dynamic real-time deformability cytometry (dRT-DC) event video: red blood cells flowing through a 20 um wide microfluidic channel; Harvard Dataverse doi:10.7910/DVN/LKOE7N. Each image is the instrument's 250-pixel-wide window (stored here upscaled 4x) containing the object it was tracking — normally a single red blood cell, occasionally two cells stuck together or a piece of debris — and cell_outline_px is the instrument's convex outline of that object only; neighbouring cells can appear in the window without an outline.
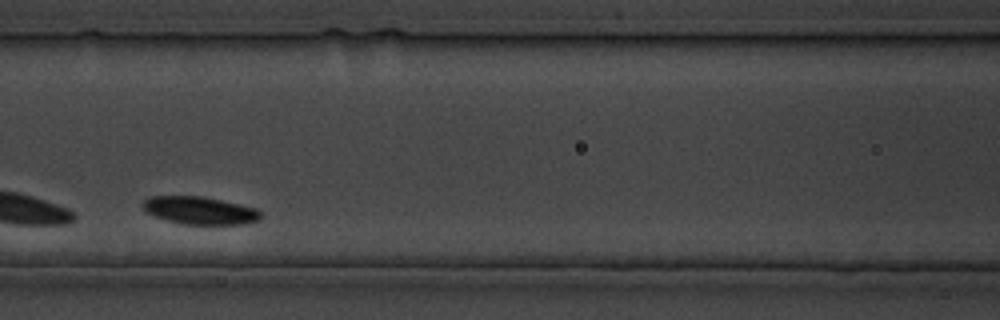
{"species": "common noctule bat (a hibernating species)", "species_latin": "Nyctalus noctula", "temperature_condition": "cold", "stored_images_in_passage": 23, "camera_frame_rate_fps": 3000, "um_per_image_px": 0.085, "animal": {"sex": "male", "body_mass_g": 19.5, "forearm_length_mm": 54.6}, "frame": {"image": 1, "passage_image": 7, "time_ms": 8.0, "image_size_px": [1000, 320], "cell_outline_px": [[260, 220], [248, 224], [184, 224], [164, 220], [148, 212], [144, 208], [144, 200], [148, 196], [200, 196], [240, 204], [256, 208], [260, 212]], "centroid_in_image_um": [17.01, 17.89], "position_along_channel_um": 149.6, "area_um2": 18.9}}